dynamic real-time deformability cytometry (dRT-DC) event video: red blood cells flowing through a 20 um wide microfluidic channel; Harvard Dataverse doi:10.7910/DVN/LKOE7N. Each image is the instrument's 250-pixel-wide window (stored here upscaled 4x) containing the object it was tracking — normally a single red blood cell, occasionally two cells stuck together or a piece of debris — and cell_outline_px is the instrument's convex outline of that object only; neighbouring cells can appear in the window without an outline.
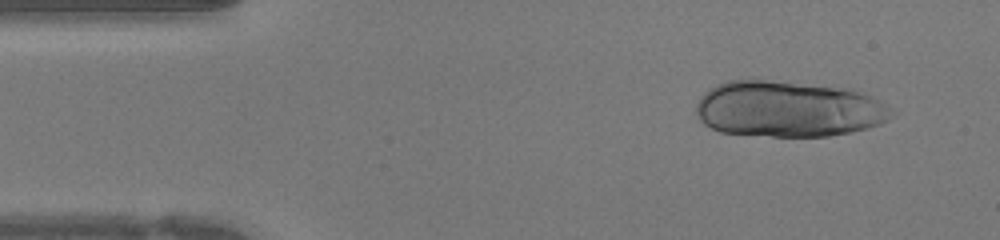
{"species": "human", "species_latin": "Homo sapiens", "temperature_condition": "warm", "stored_images_in_passage": 39, "camera_frame_rate_fps": 3000, "um_per_image_px": 0.085, "donor": {"sex": "female"}, "frame": {"image": 1, "passage_image": 3, "time_ms": 0.667, "image_size_px": [1000, 240], "cell_outline_px": [[896, 112], [888, 120], [880, 124], [868, 128], [828, 136], [772, 136], [720, 132], [704, 124], [700, 120], [696, 112], [696, 104], [704, 92], [708, 88], [716, 84], [728, 80], [752, 76], [852, 88], [880, 100]], "centroid_in_image_um": [66.99, 9.2], "position_along_channel_um": 18.0, "area_um2": 65.49}}
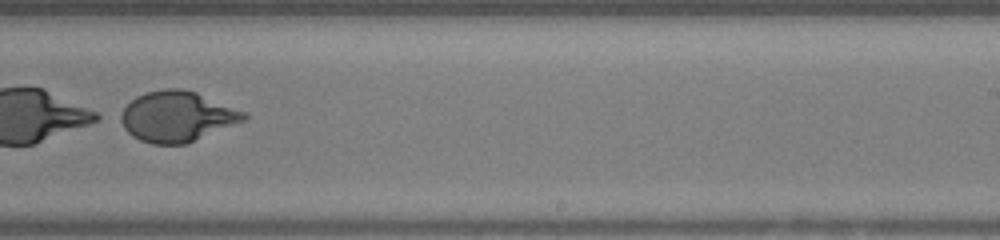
{"frame": {"image": 2, "passage_image": 24, "time_ms": 7.667, "image_size_px": [1000, 240], "cell_outline_px": [[248, 116], [244, 120], [184, 144], [152, 144], [140, 140], [132, 136], [116, 120], [116, 116], [136, 96], [148, 92], [164, 88], [180, 88], [196, 92], [248, 112]], "centroid_in_image_um": [15.0, 9.89], "position_along_channel_um": 274.0, "area_um2": 36.24}}